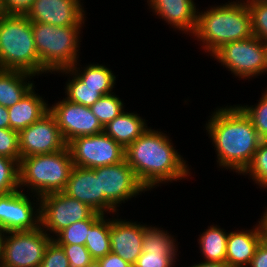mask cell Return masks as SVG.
I'll return each mask as SVG.
<instances>
[{
	"label": "cell",
	"mask_w": 267,
	"mask_h": 267,
	"mask_svg": "<svg viewBox=\"0 0 267 267\" xmlns=\"http://www.w3.org/2000/svg\"><path fill=\"white\" fill-rule=\"evenodd\" d=\"M168 137L148 128L125 149V160L146 190L190 175L186 161Z\"/></svg>",
	"instance_id": "obj_1"
},
{
	"label": "cell",
	"mask_w": 267,
	"mask_h": 267,
	"mask_svg": "<svg viewBox=\"0 0 267 267\" xmlns=\"http://www.w3.org/2000/svg\"><path fill=\"white\" fill-rule=\"evenodd\" d=\"M205 126L215 144L219 166L241 174L262 141L250 118L239 105L220 107Z\"/></svg>",
	"instance_id": "obj_2"
},
{
	"label": "cell",
	"mask_w": 267,
	"mask_h": 267,
	"mask_svg": "<svg viewBox=\"0 0 267 267\" xmlns=\"http://www.w3.org/2000/svg\"><path fill=\"white\" fill-rule=\"evenodd\" d=\"M203 42L205 52L212 54L222 45L253 36L251 15L245 1H233L197 12V25L192 34Z\"/></svg>",
	"instance_id": "obj_3"
},
{
	"label": "cell",
	"mask_w": 267,
	"mask_h": 267,
	"mask_svg": "<svg viewBox=\"0 0 267 267\" xmlns=\"http://www.w3.org/2000/svg\"><path fill=\"white\" fill-rule=\"evenodd\" d=\"M0 69L42 74L32 22L24 14L0 13Z\"/></svg>",
	"instance_id": "obj_4"
},
{
	"label": "cell",
	"mask_w": 267,
	"mask_h": 267,
	"mask_svg": "<svg viewBox=\"0 0 267 267\" xmlns=\"http://www.w3.org/2000/svg\"><path fill=\"white\" fill-rule=\"evenodd\" d=\"M74 164L66 147L51 154L24 157L19 162V187L31 188L36 199L51 193L63 192ZM24 185V186H23ZM36 191V192H35ZM38 196V198H37Z\"/></svg>",
	"instance_id": "obj_5"
},
{
	"label": "cell",
	"mask_w": 267,
	"mask_h": 267,
	"mask_svg": "<svg viewBox=\"0 0 267 267\" xmlns=\"http://www.w3.org/2000/svg\"><path fill=\"white\" fill-rule=\"evenodd\" d=\"M86 19L77 26H54L32 22L35 47L42 64V73L70 69L79 58L80 29Z\"/></svg>",
	"instance_id": "obj_6"
},
{
	"label": "cell",
	"mask_w": 267,
	"mask_h": 267,
	"mask_svg": "<svg viewBox=\"0 0 267 267\" xmlns=\"http://www.w3.org/2000/svg\"><path fill=\"white\" fill-rule=\"evenodd\" d=\"M0 238L2 264L8 267H39L53 236L50 237L40 226L30 231L5 232Z\"/></svg>",
	"instance_id": "obj_7"
},
{
	"label": "cell",
	"mask_w": 267,
	"mask_h": 267,
	"mask_svg": "<svg viewBox=\"0 0 267 267\" xmlns=\"http://www.w3.org/2000/svg\"><path fill=\"white\" fill-rule=\"evenodd\" d=\"M212 55L235 76L243 80L267 72L264 42L256 36L228 42Z\"/></svg>",
	"instance_id": "obj_8"
},
{
	"label": "cell",
	"mask_w": 267,
	"mask_h": 267,
	"mask_svg": "<svg viewBox=\"0 0 267 267\" xmlns=\"http://www.w3.org/2000/svg\"><path fill=\"white\" fill-rule=\"evenodd\" d=\"M40 203V226L50 236H55L71 224L91 218L96 211L87 204L71 198L64 192L42 196ZM50 231V232H49ZM49 232V233H48Z\"/></svg>",
	"instance_id": "obj_9"
},
{
	"label": "cell",
	"mask_w": 267,
	"mask_h": 267,
	"mask_svg": "<svg viewBox=\"0 0 267 267\" xmlns=\"http://www.w3.org/2000/svg\"><path fill=\"white\" fill-rule=\"evenodd\" d=\"M67 147L74 166L82 168L114 165L125 159V149L104 132L77 137Z\"/></svg>",
	"instance_id": "obj_10"
},
{
	"label": "cell",
	"mask_w": 267,
	"mask_h": 267,
	"mask_svg": "<svg viewBox=\"0 0 267 267\" xmlns=\"http://www.w3.org/2000/svg\"><path fill=\"white\" fill-rule=\"evenodd\" d=\"M94 171L100 174V193L104 194L105 212H116L122 202L147 191L125 159L118 164L96 167Z\"/></svg>",
	"instance_id": "obj_11"
},
{
	"label": "cell",
	"mask_w": 267,
	"mask_h": 267,
	"mask_svg": "<svg viewBox=\"0 0 267 267\" xmlns=\"http://www.w3.org/2000/svg\"><path fill=\"white\" fill-rule=\"evenodd\" d=\"M66 147L57 121L50 111L19 132L20 159L31 155L55 153Z\"/></svg>",
	"instance_id": "obj_12"
},
{
	"label": "cell",
	"mask_w": 267,
	"mask_h": 267,
	"mask_svg": "<svg viewBox=\"0 0 267 267\" xmlns=\"http://www.w3.org/2000/svg\"><path fill=\"white\" fill-rule=\"evenodd\" d=\"M66 144L80 136H90L104 131V127L92 113L90 107L64 98L49 107Z\"/></svg>",
	"instance_id": "obj_13"
},
{
	"label": "cell",
	"mask_w": 267,
	"mask_h": 267,
	"mask_svg": "<svg viewBox=\"0 0 267 267\" xmlns=\"http://www.w3.org/2000/svg\"><path fill=\"white\" fill-rule=\"evenodd\" d=\"M32 203L20 189L0 195L2 232L30 231L40 227V206L34 211L35 206Z\"/></svg>",
	"instance_id": "obj_14"
},
{
	"label": "cell",
	"mask_w": 267,
	"mask_h": 267,
	"mask_svg": "<svg viewBox=\"0 0 267 267\" xmlns=\"http://www.w3.org/2000/svg\"><path fill=\"white\" fill-rule=\"evenodd\" d=\"M81 0H34L24 14L31 22L77 26L85 17Z\"/></svg>",
	"instance_id": "obj_15"
},
{
	"label": "cell",
	"mask_w": 267,
	"mask_h": 267,
	"mask_svg": "<svg viewBox=\"0 0 267 267\" xmlns=\"http://www.w3.org/2000/svg\"><path fill=\"white\" fill-rule=\"evenodd\" d=\"M147 225L136 222L110 220V244L111 252L117 254L132 266L142 253L144 230Z\"/></svg>",
	"instance_id": "obj_16"
},
{
	"label": "cell",
	"mask_w": 267,
	"mask_h": 267,
	"mask_svg": "<svg viewBox=\"0 0 267 267\" xmlns=\"http://www.w3.org/2000/svg\"><path fill=\"white\" fill-rule=\"evenodd\" d=\"M63 192L105 215L104 194L100 193V174L94 169L74 166Z\"/></svg>",
	"instance_id": "obj_17"
},
{
	"label": "cell",
	"mask_w": 267,
	"mask_h": 267,
	"mask_svg": "<svg viewBox=\"0 0 267 267\" xmlns=\"http://www.w3.org/2000/svg\"><path fill=\"white\" fill-rule=\"evenodd\" d=\"M156 15L166 23L186 34L194 33L197 25V12L194 0H148ZM197 10V11H196Z\"/></svg>",
	"instance_id": "obj_18"
},
{
	"label": "cell",
	"mask_w": 267,
	"mask_h": 267,
	"mask_svg": "<svg viewBox=\"0 0 267 267\" xmlns=\"http://www.w3.org/2000/svg\"><path fill=\"white\" fill-rule=\"evenodd\" d=\"M260 243V224L253 230L230 232L227 239L226 262L230 267H248Z\"/></svg>",
	"instance_id": "obj_19"
},
{
	"label": "cell",
	"mask_w": 267,
	"mask_h": 267,
	"mask_svg": "<svg viewBox=\"0 0 267 267\" xmlns=\"http://www.w3.org/2000/svg\"><path fill=\"white\" fill-rule=\"evenodd\" d=\"M34 87L18 103L8 108L10 129L20 132L49 111L50 106L35 94Z\"/></svg>",
	"instance_id": "obj_20"
},
{
	"label": "cell",
	"mask_w": 267,
	"mask_h": 267,
	"mask_svg": "<svg viewBox=\"0 0 267 267\" xmlns=\"http://www.w3.org/2000/svg\"><path fill=\"white\" fill-rule=\"evenodd\" d=\"M145 122L137 113L123 111L104 127L103 132L126 149L148 129Z\"/></svg>",
	"instance_id": "obj_21"
},
{
	"label": "cell",
	"mask_w": 267,
	"mask_h": 267,
	"mask_svg": "<svg viewBox=\"0 0 267 267\" xmlns=\"http://www.w3.org/2000/svg\"><path fill=\"white\" fill-rule=\"evenodd\" d=\"M33 76L23 71L0 69V105L9 108L18 103L34 86L27 79Z\"/></svg>",
	"instance_id": "obj_22"
},
{
	"label": "cell",
	"mask_w": 267,
	"mask_h": 267,
	"mask_svg": "<svg viewBox=\"0 0 267 267\" xmlns=\"http://www.w3.org/2000/svg\"><path fill=\"white\" fill-rule=\"evenodd\" d=\"M224 229L211 225L199 238L204 262H226L228 234Z\"/></svg>",
	"instance_id": "obj_23"
},
{
	"label": "cell",
	"mask_w": 267,
	"mask_h": 267,
	"mask_svg": "<svg viewBox=\"0 0 267 267\" xmlns=\"http://www.w3.org/2000/svg\"><path fill=\"white\" fill-rule=\"evenodd\" d=\"M70 70L87 86L99 88V93L107 95L112 92L116 77L112 71L104 65L90 64L82 71L77 68V64L73 65ZM82 71V73H81Z\"/></svg>",
	"instance_id": "obj_24"
},
{
	"label": "cell",
	"mask_w": 267,
	"mask_h": 267,
	"mask_svg": "<svg viewBox=\"0 0 267 267\" xmlns=\"http://www.w3.org/2000/svg\"><path fill=\"white\" fill-rule=\"evenodd\" d=\"M110 219L102 215L90 228L85 247L93 260H99L111 252Z\"/></svg>",
	"instance_id": "obj_25"
},
{
	"label": "cell",
	"mask_w": 267,
	"mask_h": 267,
	"mask_svg": "<svg viewBox=\"0 0 267 267\" xmlns=\"http://www.w3.org/2000/svg\"><path fill=\"white\" fill-rule=\"evenodd\" d=\"M73 75L72 80L66 83V99L71 102L91 107L98 99L102 97L99 88H92L85 85L70 69H62L57 72Z\"/></svg>",
	"instance_id": "obj_26"
},
{
	"label": "cell",
	"mask_w": 267,
	"mask_h": 267,
	"mask_svg": "<svg viewBox=\"0 0 267 267\" xmlns=\"http://www.w3.org/2000/svg\"><path fill=\"white\" fill-rule=\"evenodd\" d=\"M175 239L167 231L148 226L144 230L143 252H177Z\"/></svg>",
	"instance_id": "obj_27"
},
{
	"label": "cell",
	"mask_w": 267,
	"mask_h": 267,
	"mask_svg": "<svg viewBox=\"0 0 267 267\" xmlns=\"http://www.w3.org/2000/svg\"><path fill=\"white\" fill-rule=\"evenodd\" d=\"M96 212L87 220L77 221L67 228L61 230L56 237L53 238L58 244H79L85 245L89 228L102 216ZM56 238V239H55Z\"/></svg>",
	"instance_id": "obj_28"
},
{
	"label": "cell",
	"mask_w": 267,
	"mask_h": 267,
	"mask_svg": "<svg viewBox=\"0 0 267 267\" xmlns=\"http://www.w3.org/2000/svg\"><path fill=\"white\" fill-rule=\"evenodd\" d=\"M112 94L103 95L90 107L103 127L124 111L121 99Z\"/></svg>",
	"instance_id": "obj_29"
},
{
	"label": "cell",
	"mask_w": 267,
	"mask_h": 267,
	"mask_svg": "<svg viewBox=\"0 0 267 267\" xmlns=\"http://www.w3.org/2000/svg\"><path fill=\"white\" fill-rule=\"evenodd\" d=\"M241 174H249L256 184L267 188V140L261 141L250 164Z\"/></svg>",
	"instance_id": "obj_30"
},
{
	"label": "cell",
	"mask_w": 267,
	"mask_h": 267,
	"mask_svg": "<svg viewBox=\"0 0 267 267\" xmlns=\"http://www.w3.org/2000/svg\"><path fill=\"white\" fill-rule=\"evenodd\" d=\"M19 163L0 156V195L19 189Z\"/></svg>",
	"instance_id": "obj_31"
},
{
	"label": "cell",
	"mask_w": 267,
	"mask_h": 267,
	"mask_svg": "<svg viewBox=\"0 0 267 267\" xmlns=\"http://www.w3.org/2000/svg\"><path fill=\"white\" fill-rule=\"evenodd\" d=\"M259 103L253 106H239L250 118L252 124L262 140H267V90L262 93Z\"/></svg>",
	"instance_id": "obj_32"
},
{
	"label": "cell",
	"mask_w": 267,
	"mask_h": 267,
	"mask_svg": "<svg viewBox=\"0 0 267 267\" xmlns=\"http://www.w3.org/2000/svg\"><path fill=\"white\" fill-rule=\"evenodd\" d=\"M251 15L252 33L267 42V0L247 3Z\"/></svg>",
	"instance_id": "obj_33"
},
{
	"label": "cell",
	"mask_w": 267,
	"mask_h": 267,
	"mask_svg": "<svg viewBox=\"0 0 267 267\" xmlns=\"http://www.w3.org/2000/svg\"><path fill=\"white\" fill-rule=\"evenodd\" d=\"M177 252H143L133 267H172Z\"/></svg>",
	"instance_id": "obj_34"
},
{
	"label": "cell",
	"mask_w": 267,
	"mask_h": 267,
	"mask_svg": "<svg viewBox=\"0 0 267 267\" xmlns=\"http://www.w3.org/2000/svg\"><path fill=\"white\" fill-rule=\"evenodd\" d=\"M0 156L20 162L19 132L10 128L0 129Z\"/></svg>",
	"instance_id": "obj_35"
},
{
	"label": "cell",
	"mask_w": 267,
	"mask_h": 267,
	"mask_svg": "<svg viewBox=\"0 0 267 267\" xmlns=\"http://www.w3.org/2000/svg\"><path fill=\"white\" fill-rule=\"evenodd\" d=\"M39 267H70L69 260L62 246L55 240L51 239L47 244Z\"/></svg>",
	"instance_id": "obj_36"
},
{
	"label": "cell",
	"mask_w": 267,
	"mask_h": 267,
	"mask_svg": "<svg viewBox=\"0 0 267 267\" xmlns=\"http://www.w3.org/2000/svg\"><path fill=\"white\" fill-rule=\"evenodd\" d=\"M62 246L65 255L69 260L70 267H85L93 259L85 245L79 244H59Z\"/></svg>",
	"instance_id": "obj_37"
},
{
	"label": "cell",
	"mask_w": 267,
	"mask_h": 267,
	"mask_svg": "<svg viewBox=\"0 0 267 267\" xmlns=\"http://www.w3.org/2000/svg\"><path fill=\"white\" fill-rule=\"evenodd\" d=\"M34 0H2V13L25 14Z\"/></svg>",
	"instance_id": "obj_38"
},
{
	"label": "cell",
	"mask_w": 267,
	"mask_h": 267,
	"mask_svg": "<svg viewBox=\"0 0 267 267\" xmlns=\"http://www.w3.org/2000/svg\"><path fill=\"white\" fill-rule=\"evenodd\" d=\"M100 267H133L117 254L110 252L103 258L99 259Z\"/></svg>",
	"instance_id": "obj_39"
},
{
	"label": "cell",
	"mask_w": 267,
	"mask_h": 267,
	"mask_svg": "<svg viewBox=\"0 0 267 267\" xmlns=\"http://www.w3.org/2000/svg\"><path fill=\"white\" fill-rule=\"evenodd\" d=\"M249 266L267 267V248L262 243L257 247Z\"/></svg>",
	"instance_id": "obj_40"
},
{
	"label": "cell",
	"mask_w": 267,
	"mask_h": 267,
	"mask_svg": "<svg viewBox=\"0 0 267 267\" xmlns=\"http://www.w3.org/2000/svg\"><path fill=\"white\" fill-rule=\"evenodd\" d=\"M9 128L8 108L0 105V129Z\"/></svg>",
	"instance_id": "obj_41"
},
{
	"label": "cell",
	"mask_w": 267,
	"mask_h": 267,
	"mask_svg": "<svg viewBox=\"0 0 267 267\" xmlns=\"http://www.w3.org/2000/svg\"><path fill=\"white\" fill-rule=\"evenodd\" d=\"M189 267V266H188ZM191 267H230L227 262H201Z\"/></svg>",
	"instance_id": "obj_42"
},
{
	"label": "cell",
	"mask_w": 267,
	"mask_h": 267,
	"mask_svg": "<svg viewBox=\"0 0 267 267\" xmlns=\"http://www.w3.org/2000/svg\"><path fill=\"white\" fill-rule=\"evenodd\" d=\"M265 211L260 221H258L261 227V236H267V210Z\"/></svg>",
	"instance_id": "obj_43"
},
{
	"label": "cell",
	"mask_w": 267,
	"mask_h": 267,
	"mask_svg": "<svg viewBox=\"0 0 267 267\" xmlns=\"http://www.w3.org/2000/svg\"><path fill=\"white\" fill-rule=\"evenodd\" d=\"M85 267H100L99 260H93L90 264L86 265Z\"/></svg>",
	"instance_id": "obj_44"
},
{
	"label": "cell",
	"mask_w": 267,
	"mask_h": 267,
	"mask_svg": "<svg viewBox=\"0 0 267 267\" xmlns=\"http://www.w3.org/2000/svg\"><path fill=\"white\" fill-rule=\"evenodd\" d=\"M261 243L267 248V236H261Z\"/></svg>",
	"instance_id": "obj_45"
},
{
	"label": "cell",
	"mask_w": 267,
	"mask_h": 267,
	"mask_svg": "<svg viewBox=\"0 0 267 267\" xmlns=\"http://www.w3.org/2000/svg\"><path fill=\"white\" fill-rule=\"evenodd\" d=\"M265 46V59H266V67H267V42H264Z\"/></svg>",
	"instance_id": "obj_46"
},
{
	"label": "cell",
	"mask_w": 267,
	"mask_h": 267,
	"mask_svg": "<svg viewBox=\"0 0 267 267\" xmlns=\"http://www.w3.org/2000/svg\"><path fill=\"white\" fill-rule=\"evenodd\" d=\"M245 1H246L245 3L247 4V3H251V2H255V1H266V0H245Z\"/></svg>",
	"instance_id": "obj_47"
},
{
	"label": "cell",
	"mask_w": 267,
	"mask_h": 267,
	"mask_svg": "<svg viewBox=\"0 0 267 267\" xmlns=\"http://www.w3.org/2000/svg\"><path fill=\"white\" fill-rule=\"evenodd\" d=\"M0 13H2V0H0Z\"/></svg>",
	"instance_id": "obj_48"
},
{
	"label": "cell",
	"mask_w": 267,
	"mask_h": 267,
	"mask_svg": "<svg viewBox=\"0 0 267 267\" xmlns=\"http://www.w3.org/2000/svg\"><path fill=\"white\" fill-rule=\"evenodd\" d=\"M0 267H8L0 262Z\"/></svg>",
	"instance_id": "obj_49"
},
{
	"label": "cell",
	"mask_w": 267,
	"mask_h": 267,
	"mask_svg": "<svg viewBox=\"0 0 267 267\" xmlns=\"http://www.w3.org/2000/svg\"><path fill=\"white\" fill-rule=\"evenodd\" d=\"M0 254H1V238H0Z\"/></svg>",
	"instance_id": "obj_50"
}]
</instances>
